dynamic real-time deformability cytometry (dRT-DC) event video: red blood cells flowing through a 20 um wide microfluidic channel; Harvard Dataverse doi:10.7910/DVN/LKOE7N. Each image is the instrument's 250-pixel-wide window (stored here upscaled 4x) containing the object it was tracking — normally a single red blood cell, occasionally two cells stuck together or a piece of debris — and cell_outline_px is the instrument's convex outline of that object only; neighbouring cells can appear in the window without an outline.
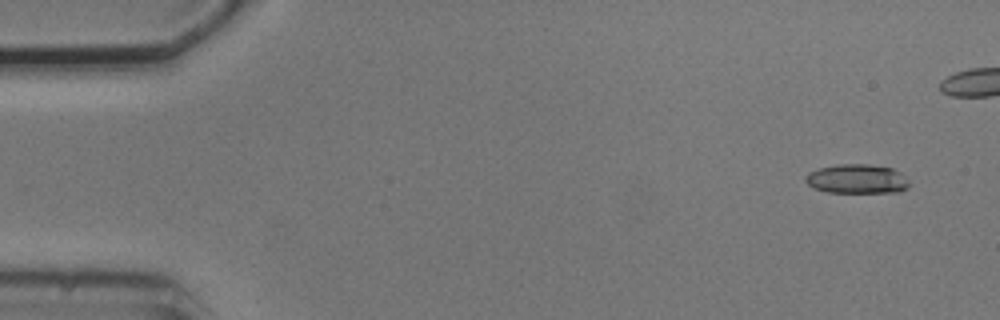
{"species": "common noctule bat (a hibernating species)", "species_latin": "Nyctalus noctula", "temperature_condition": "cold", "stored_images_in_passage": 8, "camera_frame_rate_fps": 3000, "um_per_image_px": 0.085, "animal": {"sex": "male", "body_mass_g": 20.5, "forearm_length_mm": 52.5}, "frame": {"image": 1, "passage_image": 1, "time_ms": 0.0, "image_size_px": [1000, 320], "cell_outline_px": [[908, 188], [900, 192], [828, 192], [812, 188], [804, 180], [804, 176], [808, 172], [820, 168], [836, 164], [868, 164], [892, 168], [900, 172], [908, 180]], "centroid_in_image_um": [72.82, 15.21], "position_along_channel_um": 12.2, "area_um2": 17.8}}
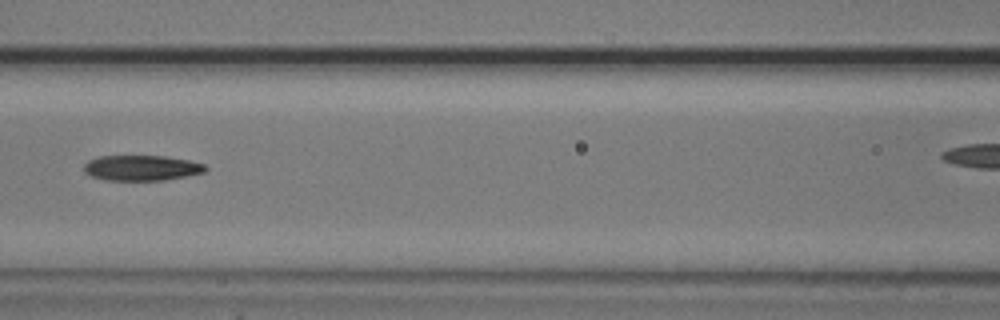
{"frame": {"image": 2, "passage_image": 7, "time_ms": 7.0, "image_size_px": [1000, 320], "cell_outline_px": [[208, 168], [204, 172], [188, 176], [164, 180], [104, 180], [92, 176], [84, 172], [84, 164], [88, 160], [100, 156], [164, 156], [188, 160], [204, 164]], "centroid_in_image_um": [12.03, 14.27], "position_along_channel_um": 154.6, "area_um2": 17.98}}